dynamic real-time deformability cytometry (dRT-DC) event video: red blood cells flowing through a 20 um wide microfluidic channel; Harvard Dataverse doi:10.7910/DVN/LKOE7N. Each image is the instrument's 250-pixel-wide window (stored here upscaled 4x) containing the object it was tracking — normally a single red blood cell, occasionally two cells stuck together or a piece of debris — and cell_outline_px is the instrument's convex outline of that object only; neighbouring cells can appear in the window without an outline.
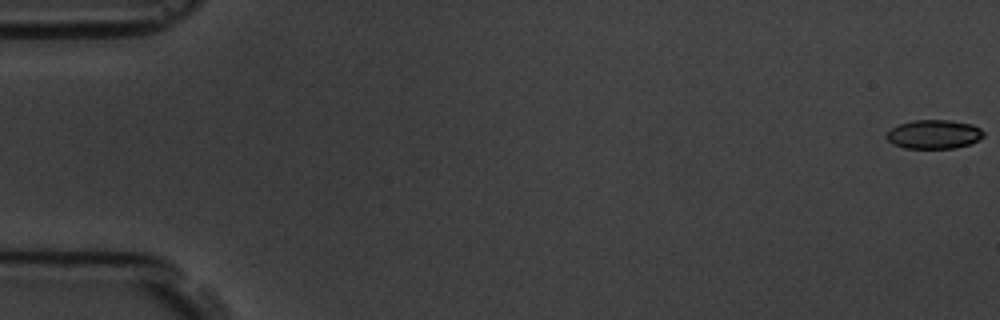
{"species": "common noctule bat (a hibernating species)", "species_latin": "Nyctalus noctula", "temperature_condition": "room temperature", "stored_images_in_passage": 5, "camera_frame_rate_fps": 3000, "um_per_image_px": 0.085, "animal": {"sex": "male", "body_mass_g": 19.5, "forearm_length_mm": 54.6}, "frame": {"image": 1, "passage_image": 1, "time_ms": 0.0, "image_size_px": [1000, 320], "cell_outline_px": [[984, 136], [972, 144], [956, 148], [904, 148], [892, 144], [884, 136], [892, 128], [900, 124], [912, 120], [948, 120], [972, 124], [980, 128], [984, 132]], "centroid_in_image_um": [79.4, 11.42], "position_along_channel_um": 5.6, "area_um2": 16.47}}
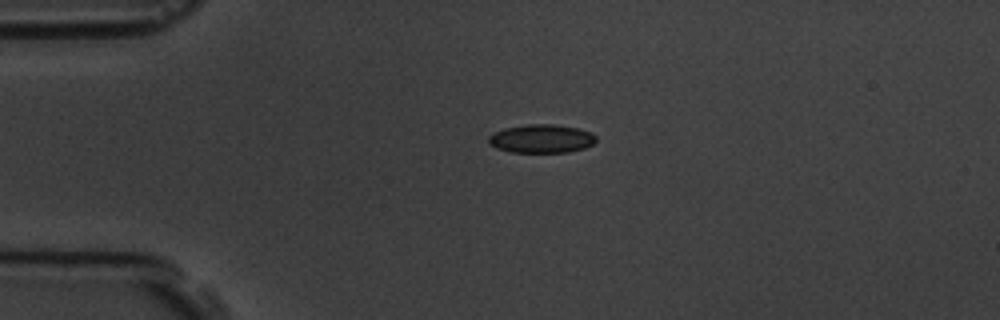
{"frame": {"image": 2, "passage_image": 4, "time_ms": 4.333, "image_size_px": [1000, 320], "cell_outline_px": [[596, 140], [592, 144], [584, 148], [568, 152], [512, 152], [496, 148], [488, 144], [488, 136], [492, 132], [504, 128], [528, 124], [552, 124], [576, 128], [592, 132], [596, 136]], "centroid_in_image_um": [45.99, 11.78], "position_along_channel_um": 39.0, "area_um2": 17.92}}